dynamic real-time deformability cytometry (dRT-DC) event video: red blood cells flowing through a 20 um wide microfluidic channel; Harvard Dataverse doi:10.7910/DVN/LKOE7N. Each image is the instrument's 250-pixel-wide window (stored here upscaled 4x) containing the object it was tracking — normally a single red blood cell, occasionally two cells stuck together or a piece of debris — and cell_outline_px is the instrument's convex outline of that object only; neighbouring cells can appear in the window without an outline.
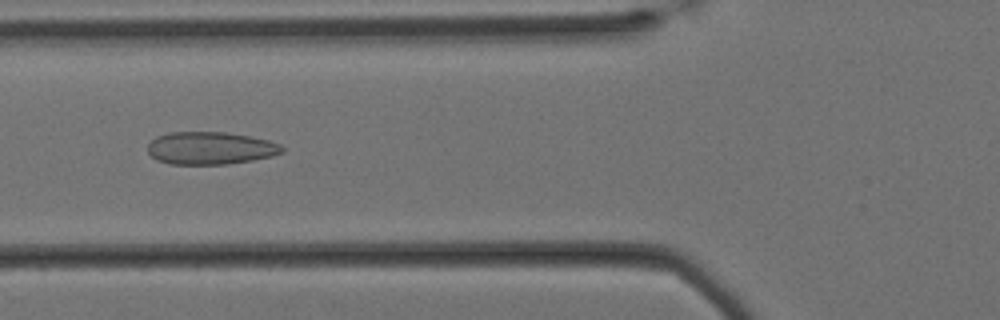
{"species": "Egyptian fruit bat (a non-hibernating species)", "species_latin": "Rousettus aegyptiacus", "temperature_condition": "cold", "stored_images_in_passage": 58, "camera_frame_rate_fps": 3000, "um_per_image_px": 0.085, "animal": {"sex": "female"}, "frame": {"image": 1, "passage_image": 21, "time_ms": 6.667, "image_size_px": [1000, 320], "cell_outline_px": [[284, 152], [272, 156], [252, 160], [228, 164], [168, 164], [156, 160], [148, 152], [148, 144], [156, 136], [168, 132], [224, 132], [248, 136], [268, 140], [280, 144], [284, 148]], "centroid_in_image_um": [17.87, 12.59], "position_along_channel_um": 107.9, "area_um2": 25.61}}
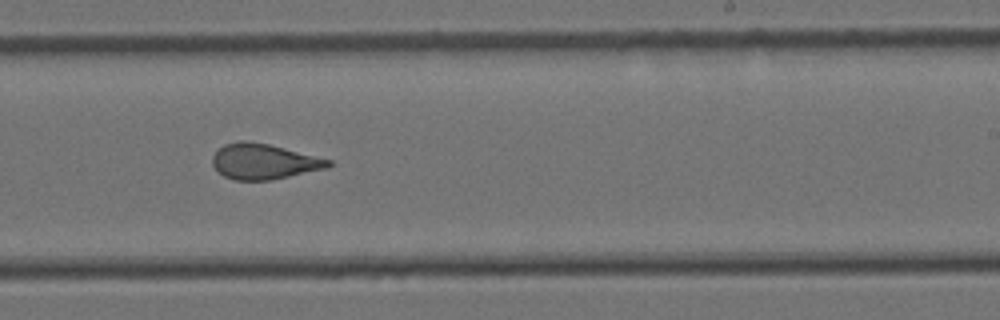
{"frame": {"image": 2, "passage_image": 35, "time_ms": 11.333, "image_size_px": [1000, 320], "cell_outline_px": [[332, 164], [328, 168], [272, 180], [236, 180], [224, 176], [212, 164], [212, 156], [224, 144], [240, 140], [244, 140], [268, 144], [332, 160]], "centroid_in_image_um": [22.44, 13.73], "position_along_channel_um": 266.6, "area_um2": 23.81}}
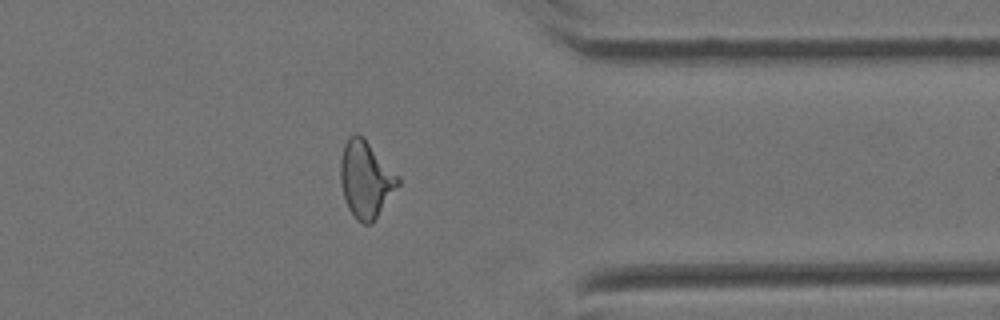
{"frame": {"image": 3, "passage_image": 46, "time_ms": 15.0, "image_size_px": [1000, 320], "cell_outline_px": [[400, 184], [372, 224], [364, 224], [356, 220], [348, 208], [340, 184], [340, 160], [344, 144], [348, 136], [356, 132], [364, 136], [400, 176]], "centroid_in_image_um": [31.1, 15.21], "position_along_channel_um": 380.3, "area_um2": 26.24}, "authors_computed_cell_mechanics": {"area_um2": 25.8366, "velocity_mm_per_s": 3.4047, "shape_relaxation_time_tau1_ms": null, "shape_relaxation_time_tau2_ms": 1.441, "deformation_change_tau1": null, "deformation_change_tau2": 0.0942}}